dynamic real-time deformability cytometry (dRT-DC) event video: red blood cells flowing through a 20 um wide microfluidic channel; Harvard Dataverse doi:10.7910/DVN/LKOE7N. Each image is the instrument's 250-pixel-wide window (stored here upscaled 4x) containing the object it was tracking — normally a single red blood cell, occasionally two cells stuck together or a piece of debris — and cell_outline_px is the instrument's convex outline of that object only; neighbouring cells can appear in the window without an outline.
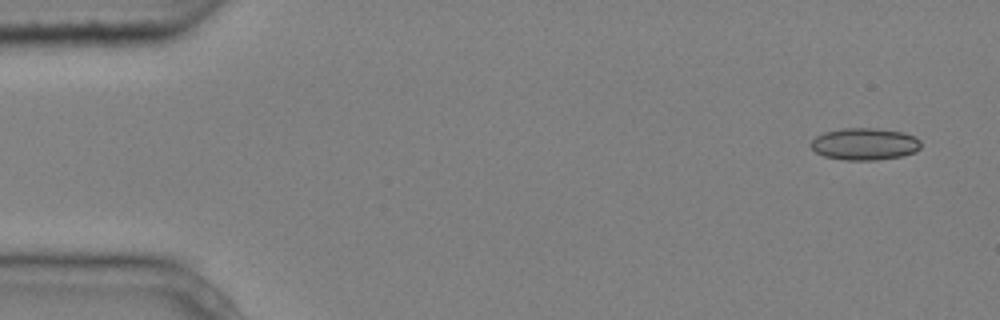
{"species": "common noctule bat (a hibernating species)", "species_latin": "Nyctalus noctula", "temperature_condition": "cold", "stored_images_in_passage": 9, "camera_frame_rate_fps": 3000, "um_per_image_px": 0.085, "animal": {"sex": "male", "body_mass_g": 20.4}, "frame": {"image": 1, "passage_image": 1, "time_ms": 0.0, "image_size_px": [1000, 320], "cell_outline_px": [[920, 148], [916, 152], [904, 156], [876, 160], [844, 160], [824, 156], [816, 152], [808, 144], [816, 136], [824, 132], [844, 128], [876, 128], [904, 132], [916, 136], [920, 140]], "centroid_in_image_um": [73.51, 12.24], "position_along_channel_um": 11.5, "area_um2": 20.81}}
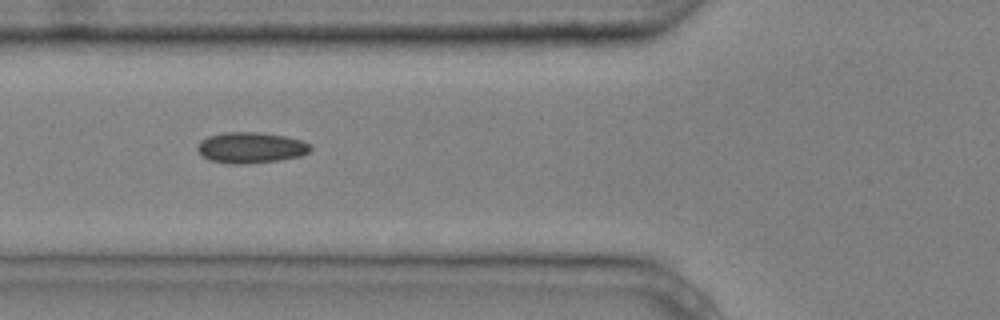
{"frame": {"image": 2, "passage_image": 6, "time_ms": 1.667, "image_size_px": [1000, 320], "cell_outline_px": [[312, 148], [308, 152], [300, 156], [280, 160], [244, 164], [232, 164], [208, 160], [196, 148], [200, 140], [208, 136], [224, 132], [260, 132], [284, 136], [300, 140], [312, 144]], "centroid_in_image_um": [21.32, 12.55], "position_along_channel_um": 104.5, "area_um2": 20.4}}